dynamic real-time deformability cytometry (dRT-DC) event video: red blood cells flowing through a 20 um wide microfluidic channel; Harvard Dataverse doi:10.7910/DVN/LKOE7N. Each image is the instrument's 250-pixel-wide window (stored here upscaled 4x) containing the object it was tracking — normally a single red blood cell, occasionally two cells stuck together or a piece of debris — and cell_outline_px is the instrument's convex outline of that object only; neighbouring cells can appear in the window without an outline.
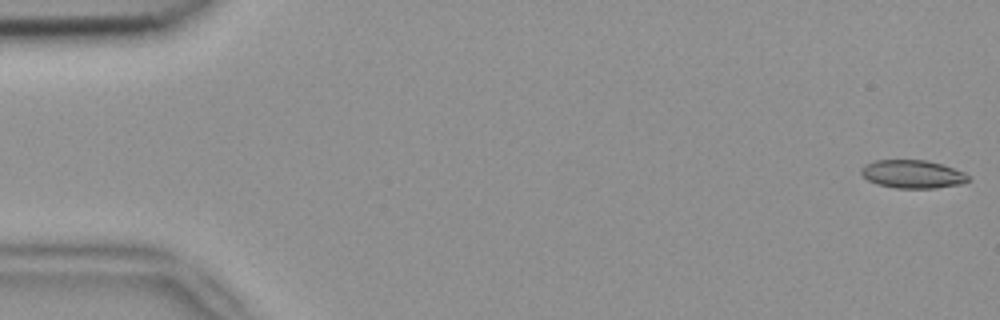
{"species": "common noctule bat (a hibernating species)", "species_latin": "Nyctalus noctula", "temperature_condition": "room temperature", "stored_images_in_passage": 5, "camera_frame_rate_fps": 3000, "um_per_image_px": 0.085, "animal": {"sex": "female", "body_mass_g": 18.4}, "frame": {"image": 1, "passage_image": 1, "time_ms": 0.0, "image_size_px": [1000, 320], "cell_outline_px": [[972, 176], [964, 184], [936, 188], [896, 188], [876, 184], [868, 180], [860, 172], [860, 168], [864, 164], [876, 160], [928, 160], [964, 172]], "centroid_in_image_um": [77.58, 14.8], "position_along_channel_um": 7.4, "area_um2": 17.74}}
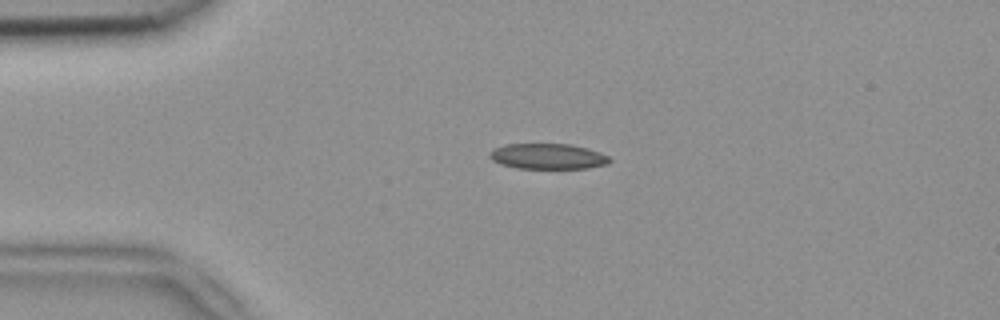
{"frame": {"image": 2, "passage_image": 4, "time_ms": 1.0, "image_size_px": [1000, 320], "cell_outline_px": [[612, 160], [608, 164], [588, 168], [516, 168], [500, 164], [492, 160], [488, 156], [488, 152], [504, 144], [572, 144], [588, 148], [600, 152], [608, 156]], "centroid_in_image_um": [46.57, 13.28], "position_along_channel_um": 38.4, "area_um2": 17.98}}